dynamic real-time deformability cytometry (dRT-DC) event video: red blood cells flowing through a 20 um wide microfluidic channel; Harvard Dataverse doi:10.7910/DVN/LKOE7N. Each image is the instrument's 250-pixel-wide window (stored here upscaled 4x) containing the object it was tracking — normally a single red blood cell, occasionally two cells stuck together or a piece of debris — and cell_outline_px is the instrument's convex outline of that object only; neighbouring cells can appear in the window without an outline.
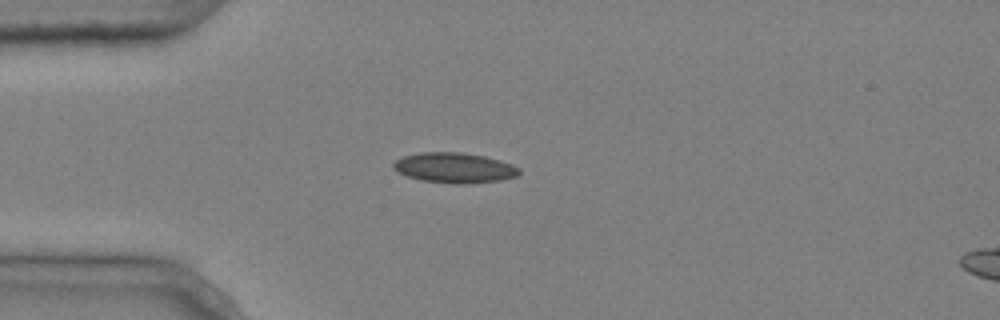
{"species": "common noctule bat (a hibernating species)", "species_latin": "Nyctalus noctula", "temperature_condition": "cold", "stored_images_in_passage": 5, "camera_frame_rate_fps": 3000, "um_per_image_px": 0.085, "animal": {"sex": "male", "body_mass_g": 20.4}, "frame": {"image": 1, "passage_image": 2, "time_ms": 0.333, "image_size_px": [1000, 320], "cell_outline_px": [[520, 172], [516, 176], [500, 180], [464, 184], [456, 184], [420, 180], [396, 172], [392, 168], [392, 164], [396, 160], [404, 156], [420, 152], [460, 152], [484, 156], [500, 160], [512, 164], [520, 168]], "centroid_in_image_um": [38.6, 14.26], "position_along_channel_um": 46.4, "area_um2": 22.2}}